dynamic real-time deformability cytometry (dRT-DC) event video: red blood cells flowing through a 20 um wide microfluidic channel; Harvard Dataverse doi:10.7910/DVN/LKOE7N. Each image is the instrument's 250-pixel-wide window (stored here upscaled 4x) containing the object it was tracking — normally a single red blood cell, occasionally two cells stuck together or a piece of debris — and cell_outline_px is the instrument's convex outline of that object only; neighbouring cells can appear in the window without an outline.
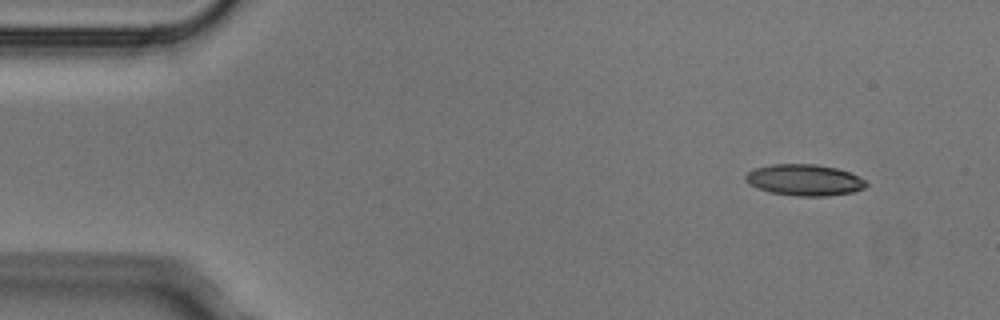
{"species": "Egyptian fruit bat (a non-hibernating species)", "species_latin": "Rousettus aegyptiacus", "temperature_condition": "cold", "stored_images_in_passage": 5, "camera_frame_rate_fps": 3000, "um_per_image_px": 0.085, "animal": {"sex": "male"}, "frame": {"image": 1, "passage_image": 2, "time_ms": 0.333, "image_size_px": [1000, 320], "cell_outline_px": [[868, 184], [864, 188], [852, 192], [824, 196], [796, 196], [768, 192], [756, 188], [748, 184], [744, 180], [744, 176], [752, 168], [772, 164], [816, 164], [836, 168], [848, 172], [864, 180]], "centroid_in_image_um": [68.29, 15.3], "position_along_channel_um": 16.7, "area_um2": 22.08}}
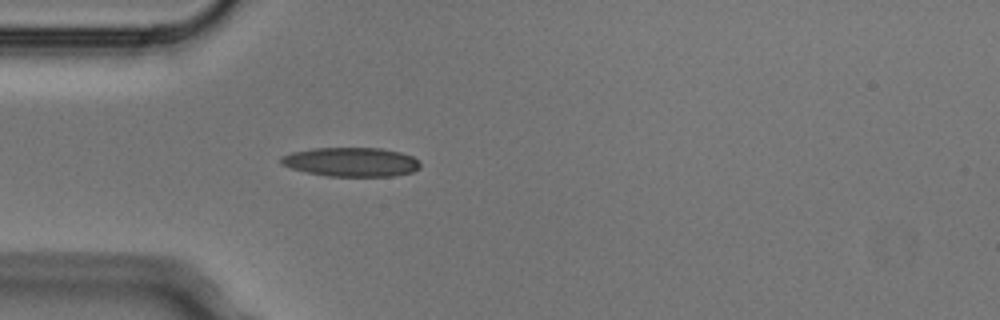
{"frame": {"image": 2, "passage_image": 5, "time_ms": 1.333, "image_size_px": [1000, 320], "cell_outline_px": [[420, 168], [412, 172], [392, 176], [328, 176], [308, 172], [292, 168], [280, 164], [280, 156], [292, 152], [312, 148], [380, 148], [400, 152], [412, 156], [420, 164]], "centroid_in_image_um": [29.83, 13.76], "position_along_channel_um": 55.2, "area_um2": 23.52}}